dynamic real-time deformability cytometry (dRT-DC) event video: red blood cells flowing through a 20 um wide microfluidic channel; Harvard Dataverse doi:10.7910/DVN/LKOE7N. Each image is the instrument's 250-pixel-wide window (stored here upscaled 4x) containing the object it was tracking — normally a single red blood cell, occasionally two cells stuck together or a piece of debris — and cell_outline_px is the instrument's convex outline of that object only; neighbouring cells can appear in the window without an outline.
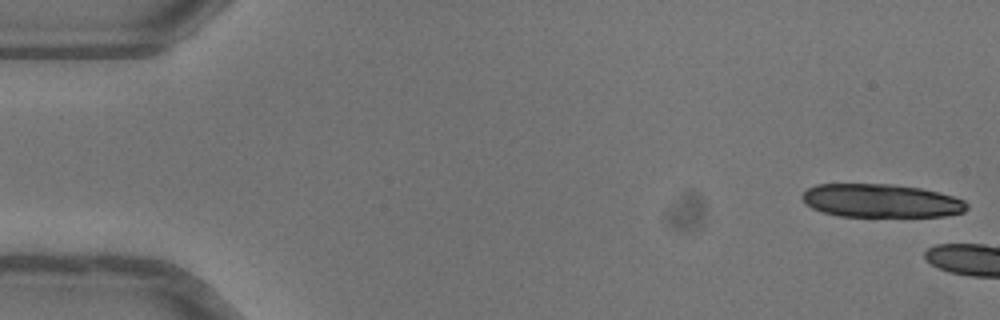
{"species": "common noctule bat (a hibernating species)", "species_latin": "Nyctalus noctula", "temperature_condition": "warm", "stored_images_in_passage": 10, "camera_frame_rate_fps": 3000, "um_per_image_px": 0.085, "animal": {"sex": "female"}, "frame": {"image": 1, "passage_image": 1, "time_ms": 0.0, "image_size_px": [1000, 320], "cell_outline_px": [[968, 208], [964, 212], [944, 216], [840, 216], [824, 212], [812, 208], [804, 204], [800, 196], [808, 188], [816, 184], [892, 184], [920, 188], [952, 196], [964, 200], [968, 204]], "centroid_in_image_um": [74.86, 17.06], "position_along_channel_um": 10.1, "area_um2": 32.02}}